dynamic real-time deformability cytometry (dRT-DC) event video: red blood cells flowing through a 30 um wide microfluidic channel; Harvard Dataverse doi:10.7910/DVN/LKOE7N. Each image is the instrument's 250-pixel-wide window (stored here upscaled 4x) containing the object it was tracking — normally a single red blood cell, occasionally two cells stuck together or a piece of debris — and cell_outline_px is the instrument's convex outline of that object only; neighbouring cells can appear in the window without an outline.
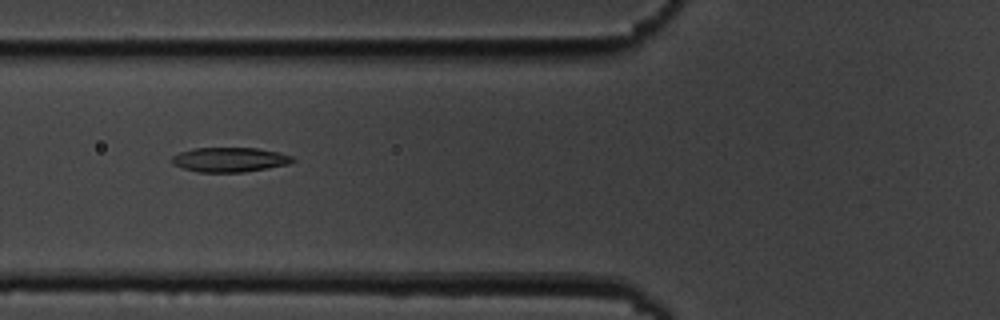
{"species": "common noctule bat (a hibernating species)", "species_latin": "Nyctalus noctula", "temperature_condition": "cold", "stored_images_in_passage": 6, "camera_frame_rate_fps": 3000, "um_per_image_px": 0.085, "animal": {"sex": "male", "body_mass_g": 19.5, "forearm_length_mm": 54.6}, "frame": {"image": 1, "passage_image": 3, "time_ms": 2.333, "image_size_px": [1000, 320], "cell_outline_px": [[296, 160], [288, 164], [244, 172], [196, 172], [172, 164], [172, 156], [180, 152], [192, 148], [256, 148], [280, 152], [292, 156]], "centroid_in_image_um": [19.52, 13.57], "position_along_channel_um": 106.3, "area_um2": 17.28}}
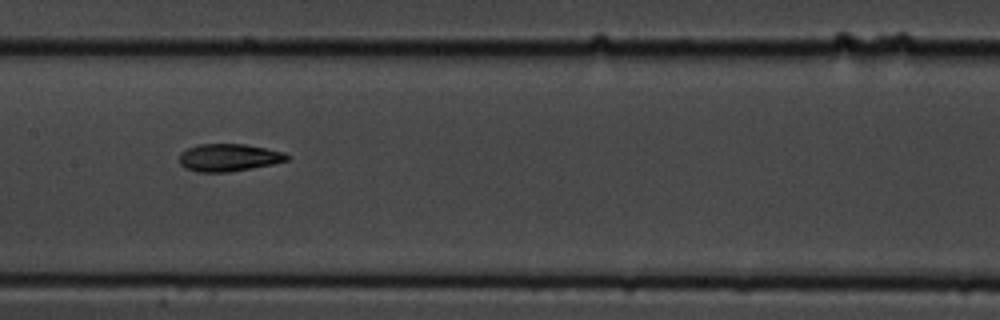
{"frame": {"image": 2, "passage_image": 5, "time_ms": 4.667, "image_size_px": [1000, 320], "cell_outline_px": [[288, 160], [272, 164], [228, 172], [196, 172], [184, 168], [180, 164], [180, 152], [188, 148], [200, 144], [244, 144], [284, 152], [288, 156]], "centroid_in_image_um": [19.4, 13.39], "position_along_channel_um": 188.0, "area_um2": 17.11}}
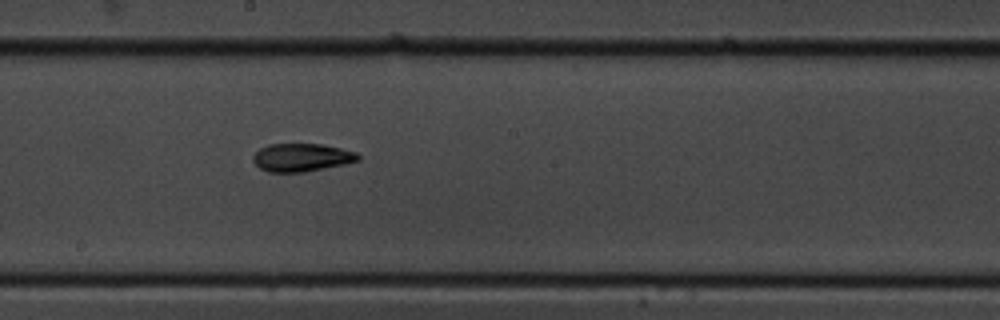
{"frame": {"image": 3, "passage_image": 6, "time_ms": 5.667, "image_size_px": [1000, 320], "cell_outline_px": [[360, 160], [344, 164], [304, 172], [268, 172], [260, 168], [252, 160], [252, 156], [260, 148], [268, 144], [320, 144], [340, 148], [356, 152], [360, 156]], "centroid_in_image_um": [25.62, 13.38], "position_along_channel_um": 222.6, "area_um2": 17.11}}